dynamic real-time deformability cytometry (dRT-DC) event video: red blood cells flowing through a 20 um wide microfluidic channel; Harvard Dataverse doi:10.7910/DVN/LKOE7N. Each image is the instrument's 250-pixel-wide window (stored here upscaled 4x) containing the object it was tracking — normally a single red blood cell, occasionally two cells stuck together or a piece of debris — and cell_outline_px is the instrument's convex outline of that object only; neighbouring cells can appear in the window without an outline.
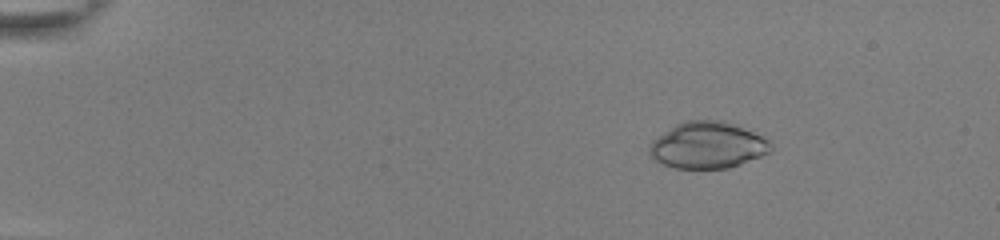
{"species": "common noctule bat (a hibernating species)", "species_latin": "Nyctalus noctula", "temperature_condition": "room temperature", "stored_images_in_passage": 54, "camera_frame_rate_fps": 3000, "um_per_image_px": 0.085, "animal": {"sex": "female", "body_mass_g": 22.0, "forearm_length_mm": 56.7}, "frame": {"image": 1, "passage_image": 9, "time_ms": 2.667, "image_size_px": [1000, 240], "cell_outline_px": [[772, 148], [768, 152], [760, 156], [740, 164], [728, 168], [676, 168], [664, 164], [656, 160], [648, 152], [648, 148], [652, 140], [672, 128], [688, 120], [716, 120], [752, 132], [768, 140], [772, 144]], "centroid_in_image_um": [60.13, 12.37], "position_along_channel_um": 24.9, "area_um2": 31.91}}